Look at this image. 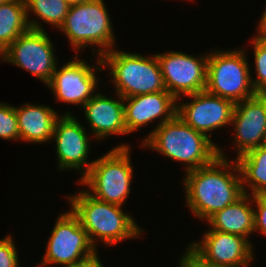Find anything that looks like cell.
<instances>
[{"mask_svg": "<svg viewBox=\"0 0 266 267\" xmlns=\"http://www.w3.org/2000/svg\"><path fill=\"white\" fill-rule=\"evenodd\" d=\"M185 174L186 205L199 219L207 220L245 194L236 160L228 161L220 147L212 163Z\"/></svg>", "mask_w": 266, "mask_h": 267, "instance_id": "cell-1", "label": "cell"}, {"mask_svg": "<svg viewBox=\"0 0 266 267\" xmlns=\"http://www.w3.org/2000/svg\"><path fill=\"white\" fill-rule=\"evenodd\" d=\"M142 143L140 146L187 164L186 172L209 165L219 156L218 145L187 125L178 114L152 129Z\"/></svg>", "mask_w": 266, "mask_h": 267, "instance_id": "cell-2", "label": "cell"}, {"mask_svg": "<svg viewBox=\"0 0 266 267\" xmlns=\"http://www.w3.org/2000/svg\"><path fill=\"white\" fill-rule=\"evenodd\" d=\"M71 211L78 217L81 226L87 232L91 244L96 248L97 239L104 245H114L129 238L142 235L130 214L122 211L123 206L96 199L87 191H80L68 198Z\"/></svg>", "mask_w": 266, "mask_h": 267, "instance_id": "cell-3", "label": "cell"}, {"mask_svg": "<svg viewBox=\"0 0 266 267\" xmlns=\"http://www.w3.org/2000/svg\"><path fill=\"white\" fill-rule=\"evenodd\" d=\"M104 68L110 69V81L122 98L166 90L156 54L150 57L114 48L102 57Z\"/></svg>", "mask_w": 266, "mask_h": 267, "instance_id": "cell-4", "label": "cell"}, {"mask_svg": "<svg viewBox=\"0 0 266 267\" xmlns=\"http://www.w3.org/2000/svg\"><path fill=\"white\" fill-rule=\"evenodd\" d=\"M103 0H89L70 6L63 25L59 28L66 35L71 47L76 51L93 47L92 56L102 57L115 45L114 30L110 14Z\"/></svg>", "mask_w": 266, "mask_h": 267, "instance_id": "cell-5", "label": "cell"}, {"mask_svg": "<svg viewBox=\"0 0 266 267\" xmlns=\"http://www.w3.org/2000/svg\"><path fill=\"white\" fill-rule=\"evenodd\" d=\"M130 149L129 144L113 147L94 160L89 172L78 183L89 187L88 193L96 199L123 206L131 192L133 178Z\"/></svg>", "mask_w": 266, "mask_h": 267, "instance_id": "cell-6", "label": "cell"}, {"mask_svg": "<svg viewBox=\"0 0 266 267\" xmlns=\"http://www.w3.org/2000/svg\"><path fill=\"white\" fill-rule=\"evenodd\" d=\"M246 49L208 53L205 90L234 104L255 96Z\"/></svg>", "mask_w": 266, "mask_h": 267, "instance_id": "cell-7", "label": "cell"}, {"mask_svg": "<svg viewBox=\"0 0 266 267\" xmlns=\"http://www.w3.org/2000/svg\"><path fill=\"white\" fill-rule=\"evenodd\" d=\"M69 210L60 213L55 222L45 248L43 260L40 263L42 267L50 264L75 267L83 265L98 256V248L91 244L78 217L71 209Z\"/></svg>", "mask_w": 266, "mask_h": 267, "instance_id": "cell-8", "label": "cell"}, {"mask_svg": "<svg viewBox=\"0 0 266 267\" xmlns=\"http://www.w3.org/2000/svg\"><path fill=\"white\" fill-rule=\"evenodd\" d=\"M53 46L46 31L30 28L4 50V62L23 68L47 86L58 66Z\"/></svg>", "mask_w": 266, "mask_h": 267, "instance_id": "cell-9", "label": "cell"}, {"mask_svg": "<svg viewBox=\"0 0 266 267\" xmlns=\"http://www.w3.org/2000/svg\"><path fill=\"white\" fill-rule=\"evenodd\" d=\"M166 90L178 101L181 96L205 90L208 53L192 56L179 51L157 53Z\"/></svg>", "mask_w": 266, "mask_h": 267, "instance_id": "cell-10", "label": "cell"}, {"mask_svg": "<svg viewBox=\"0 0 266 267\" xmlns=\"http://www.w3.org/2000/svg\"><path fill=\"white\" fill-rule=\"evenodd\" d=\"M78 56L76 52L74 60L69 61L62 67L58 68L56 66L52 79L47 86L58 102L83 106L96 94L95 90H97L99 80L94 69L101 71L104 66L100 56L93 64L97 65L94 68L93 65L87 64L86 60H80Z\"/></svg>", "mask_w": 266, "mask_h": 267, "instance_id": "cell-11", "label": "cell"}, {"mask_svg": "<svg viewBox=\"0 0 266 267\" xmlns=\"http://www.w3.org/2000/svg\"><path fill=\"white\" fill-rule=\"evenodd\" d=\"M253 247L245 237L212 229L207 230L199 242L188 246L203 262L218 267L250 266Z\"/></svg>", "mask_w": 266, "mask_h": 267, "instance_id": "cell-12", "label": "cell"}, {"mask_svg": "<svg viewBox=\"0 0 266 267\" xmlns=\"http://www.w3.org/2000/svg\"><path fill=\"white\" fill-rule=\"evenodd\" d=\"M88 136L72 113L65 112L56 120L51 140L56 146L58 170H78L82 174L80 180L89 172L94 160L88 159L91 146Z\"/></svg>", "mask_w": 266, "mask_h": 267, "instance_id": "cell-13", "label": "cell"}, {"mask_svg": "<svg viewBox=\"0 0 266 267\" xmlns=\"http://www.w3.org/2000/svg\"><path fill=\"white\" fill-rule=\"evenodd\" d=\"M191 102L177 101L178 116L194 130L212 136V131L231 125L235 104L206 90L187 95ZM211 132V134L209 133ZM208 133V134H207Z\"/></svg>", "mask_w": 266, "mask_h": 267, "instance_id": "cell-14", "label": "cell"}, {"mask_svg": "<svg viewBox=\"0 0 266 267\" xmlns=\"http://www.w3.org/2000/svg\"><path fill=\"white\" fill-rule=\"evenodd\" d=\"M231 124L235 132L236 158L263 145L266 132V94H256L236 103Z\"/></svg>", "mask_w": 266, "mask_h": 267, "instance_id": "cell-15", "label": "cell"}, {"mask_svg": "<svg viewBox=\"0 0 266 267\" xmlns=\"http://www.w3.org/2000/svg\"><path fill=\"white\" fill-rule=\"evenodd\" d=\"M123 101L128 134L160 118L157 128L177 114L178 102L167 90L123 98Z\"/></svg>", "mask_w": 266, "mask_h": 267, "instance_id": "cell-16", "label": "cell"}, {"mask_svg": "<svg viewBox=\"0 0 266 267\" xmlns=\"http://www.w3.org/2000/svg\"><path fill=\"white\" fill-rule=\"evenodd\" d=\"M117 98H110L102 93L96 94L81 108L89 123V128L97 140L105 139L110 135L128 134L124 122V101L116 93Z\"/></svg>", "mask_w": 266, "mask_h": 267, "instance_id": "cell-17", "label": "cell"}, {"mask_svg": "<svg viewBox=\"0 0 266 267\" xmlns=\"http://www.w3.org/2000/svg\"><path fill=\"white\" fill-rule=\"evenodd\" d=\"M19 141L30 143L51 142L54 125L60 117L56 110L45 105L24 104L15 107Z\"/></svg>", "mask_w": 266, "mask_h": 267, "instance_id": "cell-18", "label": "cell"}, {"mask_svg": "<svg viewBox=\"0 0 266 267\" xmlns=\"http://www.w3.org/2000/svg\"><path fill=\"white\" fill-rule=\"evenodd\" d=\"M253 196L244 194L233 204L207 219L210 229L250 238L254 232Z\"/></svg>", "mask_w": 266, "mask_h": 267, "instance_id": "cell-19", "label": "cell"}, {"mask_svg": "<svg viewBox=\"0 0 266 267\" xmlns=\"http://www.w3.org/2000/svg\"><path fill=\"white\" fill-rule=\"evenodd\" d=\"M27 17L25 0L0 4V47L3 51L30 28L43 30L41 22Z\"/></svg>", "mask_w": 266, "mask_h": 267, "instance_id": "cell-20", "label": "cell"}, {"mask_svg": "<svg viewBox=\"0 0 266 267\" xmlns=\"http://www.w3.org/2000/svg\"><path fill=\"white\" fill-rule=\"evenodd\" d=\"M245 194L266 195V145H261L235 159ZM250 188L247 191L246 187Z\"/></svg>", "mask_w": 266, "mask_h": 267, "instance_id": "cell-21", "label": "cell"}, {"mask_svg": "<svg viewBox=\"0 0 266 267\" xmlns=\"http://www.w3.org/2000/svg\"><path fill=\"white\" fill-rule=\"evenodd\" d=\"M27 17L32 12L39 20L60 28L69 12L65 0H25Z\"/></svg>", "mask_w": 266, "mask_h": 267, "instance_id": "cell-22", "label": "cell"}, {"mask_svg": "<svg viewBox=\"0 0 266 267\" xmlns=\"http://www.w3.org/2000/svg\"><path fill=\"white\" fill-rule=\"evenodd\" d=\"M253 44L256 78L251 79L257 94H266V36L257 34L251 39Z\"/></svg>", "mask_w": 266, "mask_h": 267, "instance_id": "cell-23", "label": "cell"}, {"mask_svg": "<svg viewBox=\"0 0 266 267\" xmlns=\"http://www.w3.org/2000/svg\"><path fill=\"white\" fill-rule=\"evenodd\" d=\"M0 138L9 141L19 139L15 107L6 103H0Z\"/></svg>", "mask_w": 266, "mask_h": 267, "instance_id": "cell-24", "label": "cell"}, {"mask_svg": "<svg viewBox=\"0 0 266 267\" xmlns=\"http://www.w3.org/2000/svg\"><path fill=\"white\" fill-rule=\"evenodd\" d=\"M255 202V203H254ZM254 209V232L266 236V195H254L253 196Z\"/></svg>", "mask_w": 266, "mask_h": 267, "instance_id": "cell-25", "label": "cell"}, {"mask_svg": "<svg viewBox=\"0 0 266 267\" xmlns=\"http://www.w3.org/2000/svg\"><path fill=\"white\" fill-rule=\"evenodd\" d=\"M185 251L186 252L183 254V256L180 257L179 267H218L203 262L187 247Z\"/></svg>", "mask_w": 266, "mask_h": 267, "instance_id": "cell-26", "label": "cell"}, {"mask_svg": "<svg viewBox=\"0 0 266 267\" xmlns=\"http://www.w3.org/2000/svg\"><path fill=\"white\" fill-rule=\"evenodd\" d=\"M257 34L266 36V7L264 12L261 15V18H259V25L257 26Z\"/></svg>", "mask_w": 266, "mask_h": 267, "instance_id": "cell-27", "label": "cell"}, {"mask_svg": "<svg viewBox=\"0 0 266 267\" xmlns=\"http://www.w3.org/2000/svg\"><path fill=\"white\" fill-rule=\"evenodd\" d=\"M99 256H97L95 259L80 265V266H75V267H103L104 265L100 262Z\"/></svg>", "mask_w": 266, "mask_h": 267, "instance_id": "cell-28", "label": "cell"}, {"mask_svg": "<svg viewBox=\"0 0 266 267\" xmlns=\"http://www.w3.org/2000/svg\"><path fill=\"white\" fill-rule=\"evenodd\" d=\"M70 6L76 5V4H82L84 2H87L89 0H65Z\"/></svg>", "mask_w": 266, "mask_h": 267, "instance_id": "cell-29", "label": "cell"}, {"mask_svg": "<svg viewBox=\"0 0 266 267\" xmlns=\"http://www.w3.org/2000/svg\"><path fill=\"white\" fill-rule=\"evenodd\" d=\"M0 60L4 61V51L1 47H0Z\"/></svg>", "mask_w": 266, "mask_h": 267, "instance_id": "cell-30", "label": "cell"}, {"mask_svg": "<svg viewBox=\"0 0 266 267\" xmlns=\"http://www.w3.org/2000/svg\"><path fill=\"white\" fill-rule=\"evenodd\" d=\"M9 0H0V4H2V3H6V2H8Z\"/></svg>", "mask_w": 266, "mask_h": 267, "instance_id": "cell-31", "label": "cell"}, {"mask_svg": "<svg viewBox=\"0 0 266 267\" xmlns=\"http://www.w3.org/2000/svg\"><path fill=\"white\" fill-rule=\"evenodd\" d=\"M264 145H266V132H265V135H264Z\"/></svg>", "mask_w": 266, "mask_h": 267, "instance_id": "cell-32", "label": "cell"}]
</instances>
